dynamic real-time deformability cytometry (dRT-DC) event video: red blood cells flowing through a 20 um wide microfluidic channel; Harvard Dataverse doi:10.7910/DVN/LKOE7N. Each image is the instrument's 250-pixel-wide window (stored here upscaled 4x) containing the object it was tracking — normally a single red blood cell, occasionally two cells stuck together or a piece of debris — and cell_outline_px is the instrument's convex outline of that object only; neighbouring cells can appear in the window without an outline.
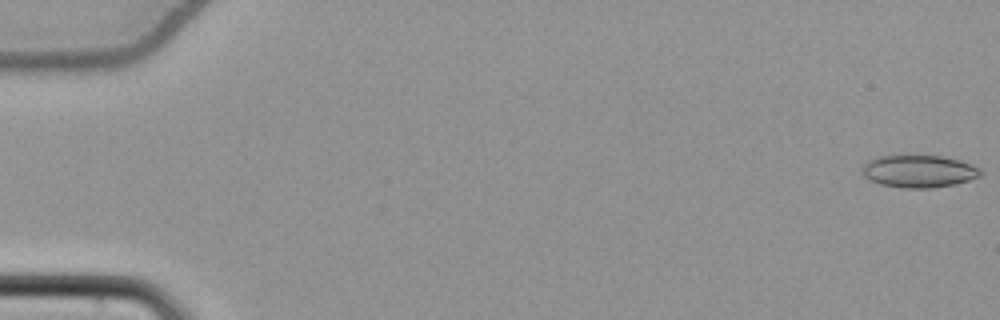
{"species": "common noctule bat (a hibernating species)", "species_latin": "Nyctalus noctula", "temperature_condition": "cold", "stored_images_in_passage": 55, "camera_frame_rate_fps": 3000, "um_per_image_px": 0.085, "animal": {"sex": "female", "body_mass_g": 22.7, "forearm_length_mm": 54.2}, "frame": {"image": 1, "passage_image": 1, "time_ms": 0.0, "image_size_px": [1000, 320], "cell_outline_px": [[984, 172], [980, 176], [968, 180], [952, 184], [932, 188], [904, 188], [880, 184], [868, 180], [860, 172], [860, 168], [868, 160], [876, 156], [940, 156], [972, 164], [980, 168]], "centroid_in_image_um": [78.05, 14.56], "position_along_channel_um": 7.0, "area_um2": 22.37}}
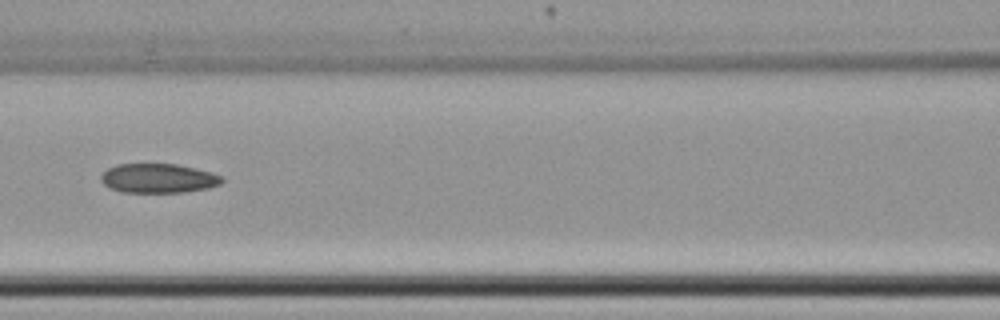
{"frame": {"image": 2, "passage_image": 26, "time_ms": 8.333, "image_size_px": [1000, 320], "cell_outline_px": [[224, 180], [220, 184], [208, 188], [184, 192], [120, 192], [108, 188], [100, 180], [100, 176], [108, 168], [116, 164], [176, 164], [196, 168], [212, 172], [224, 176]], "centroid_in_image_um": [13.46, 15.15], "position_along_channel_um": 153.1, "area_um2": 20.87}}
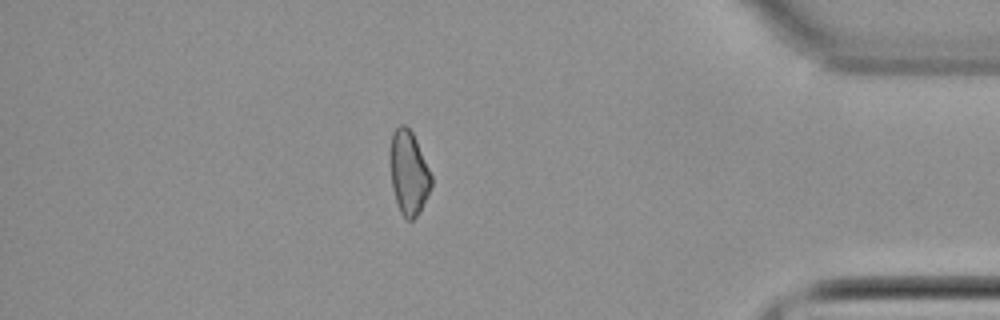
{"frame": {"image": 3, "passage_image": 48, "time_ms": 15.667, "image_size_px": [1000, 320], "cell_outline_px": [[432, 184], [428, 196], [420, 212], [412, 220], [408, 220], [400, 212], [392, 188], [388, 160], [388, 152], [392, 132], [400, 124], [404, 124], [412, 132], [416, 140], [432, 176]], "centroid_in_image_um": [34.71, 14.66], "position_along_channel_um": 400.5, "area_um2": 20.52}}